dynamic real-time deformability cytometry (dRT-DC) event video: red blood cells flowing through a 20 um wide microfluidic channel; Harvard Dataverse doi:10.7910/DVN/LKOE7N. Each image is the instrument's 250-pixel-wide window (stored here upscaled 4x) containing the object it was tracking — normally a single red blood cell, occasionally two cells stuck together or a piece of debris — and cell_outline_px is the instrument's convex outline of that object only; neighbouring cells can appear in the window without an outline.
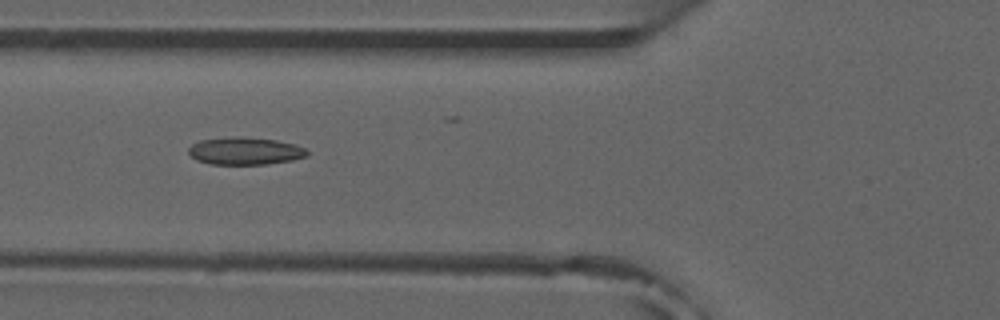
{"species": "common noctule bat (a hibernating species)", "species_latin": "Nyctalus noctula", "temperature_condition": "room temperature", "stored_images_in_passage": 3, "camera_frame_rate_fps": 3000, "um_per_image_px": 0.085, "animal": {"sex": "male", "forearm_length_mm": 52.5}, "frame": {"image": 1, "passage_image": 3, "time_ms": 2.333, "image_size_px": [1000, 320], "cell_outline_px": [[308, 156], [292, 160], [268, 164], [208, 164], [196, 160], [188, 152], [188, 148], [192, 144], [200, 140], [232, 136], [240, 136], [276, 140], [296, 144], [304, 148], [308, 152]], "centroid_in_image_um": [20.82, 12.83], "position_along_channel_um": 105.0, "area_um2": 19.13}}